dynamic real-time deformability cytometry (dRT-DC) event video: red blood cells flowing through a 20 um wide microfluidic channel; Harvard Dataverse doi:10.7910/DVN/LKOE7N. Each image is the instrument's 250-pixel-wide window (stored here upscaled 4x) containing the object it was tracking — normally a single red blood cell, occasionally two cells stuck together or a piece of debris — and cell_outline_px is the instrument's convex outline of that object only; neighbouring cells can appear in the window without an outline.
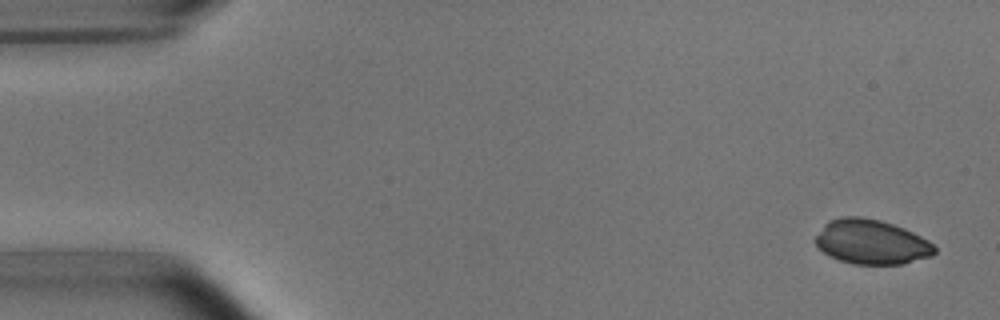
{"species": "common noctule bat (a hibernating species)", "species_latin": "Nyctalus noctula", "temperature_condition": "room temperature", "stored_images_in_passage": 4, "camera_frame_rate_fps": 3000, "um_per_image_px": 0.085, "animal": {"sex": "male", "body_mass_g": 15.6}, "frame": {"image": 1, "passage_image": 1, "time_ms": 0.0, "image_size_px": [1000, 320], "cell_outline_px": [[936, 252], [932, 256], [904, 264], [852, 264], [828, 256], [812, 240], [824, 224], [828, 220], [840, 216], [860, 216], [880, 220], [904, 228], [928, 240], [936, 248]], "centroid_in_image_um": [74.04, 20.56], "position_along_channel_um": 11.0, "area_um2": 31.21}}